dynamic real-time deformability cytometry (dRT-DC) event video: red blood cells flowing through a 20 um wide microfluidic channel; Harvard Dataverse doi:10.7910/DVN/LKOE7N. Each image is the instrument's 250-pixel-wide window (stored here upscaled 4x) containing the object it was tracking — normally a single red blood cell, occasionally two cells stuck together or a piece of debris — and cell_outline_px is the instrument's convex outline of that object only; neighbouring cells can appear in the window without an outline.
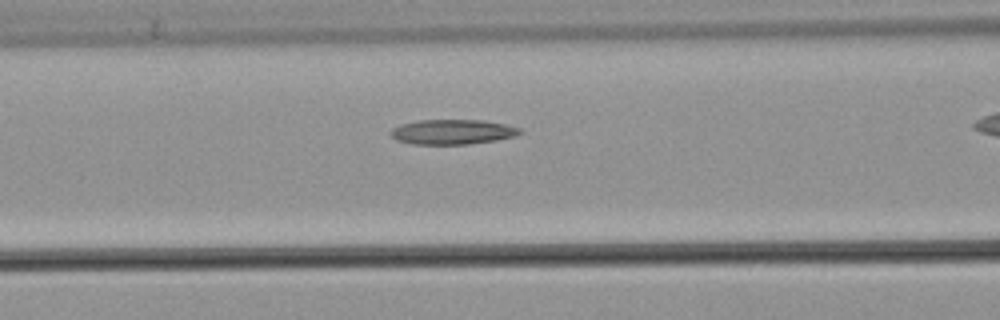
{"species": "common noctule bat (a hibernating species)", "species_latin": "Nyctalus noctula", "temperature_condition": "warm", "stored_images_in_passage": 33, "camera_frame_rate_fps": 3000, "um_per_image_px": 0.085, "animal": {"sex": "male", "body_mass_g": 21.5, "forearm_length_mm": 52.0}, "frame": {"image": 1, "passage_image": 6, "time_ms": 1.667, "image_size_px": [1000, 320], "cell_outline_px": [[524, 132], [516, 136], [496, 140], [468, 144], [412, 144], [396, 140], [388, 132], [392, 128], [400, 124], [420, 120], [484, 120], [504, 124], [520, 128]], "centroid_in_image_um": [38.46, 11.21], "position_along_channel_um": 128.1, "area_um2": 18.84}}
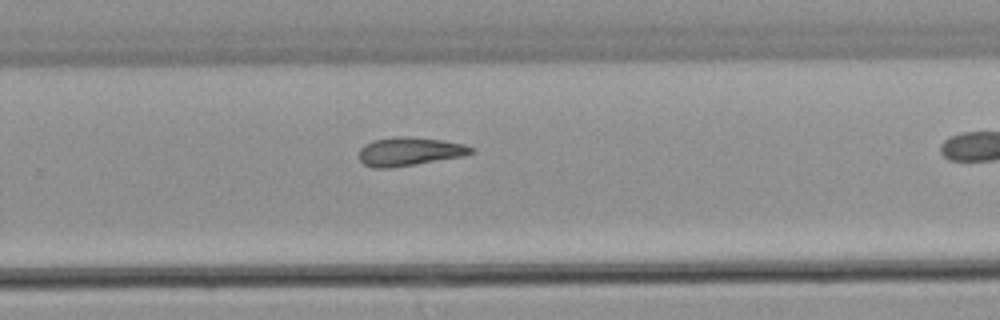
{"frame": {"image": 2, "passage_image": 19, "time_ms": 6.0, "image_size_px": [1000, 320], "cell_outline_px": [[476, 152], [460, 156], [392, 168], [376, 168], [364, 164], [360, 160], [360, 148], [364, 144], [372, 140], [400, 136], [404, 136], [444, 140], [464, 144], [476, 148]], "centroid_in_image_um": [34.81, 12.87], "position_along_channel_um": 295.0, "area_um2": 18.55}}